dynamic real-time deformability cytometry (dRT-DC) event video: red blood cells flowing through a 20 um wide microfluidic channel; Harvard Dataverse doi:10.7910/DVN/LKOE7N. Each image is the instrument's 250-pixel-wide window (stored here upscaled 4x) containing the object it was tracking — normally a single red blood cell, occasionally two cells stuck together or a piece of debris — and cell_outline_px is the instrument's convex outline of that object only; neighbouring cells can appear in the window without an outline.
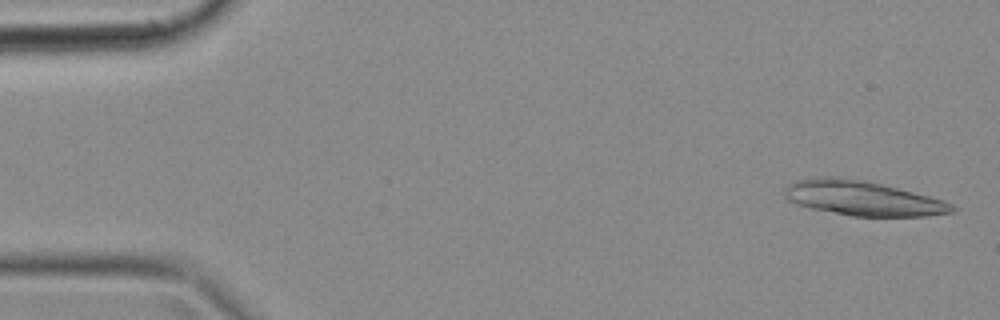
{"species": "common noctule bat (a hibernating species)", "species_latin": "Nyctalus noctula", "temperature_condition": "cold", "stored_images_in_passage": 49, "segment_of_instrument_passage": [1, 2], "camera_frame_rate_fps": 3000, "um_per_image_px": 0.085, "animal": {"sex": "female", "body_mass_g": 18.4}, "frame": {"image": 1, "passage_image": 2, "time_ms": 0.333, "image_size_px": [1000, 320], "cell_outline_px": [[960, 208], [952, 212], [924, 216], [852, 216], [812, 208], [796, 204], [788, 200], [784, 196], [784, 188], [788, 184], [796, 180], [816, 176], [832, 176], [864, 180], [944, 200]], "centroid_in_image_um": [73.29, 16.84], "position_along_channel_um": 11.7, "area_um2": 33.76}}